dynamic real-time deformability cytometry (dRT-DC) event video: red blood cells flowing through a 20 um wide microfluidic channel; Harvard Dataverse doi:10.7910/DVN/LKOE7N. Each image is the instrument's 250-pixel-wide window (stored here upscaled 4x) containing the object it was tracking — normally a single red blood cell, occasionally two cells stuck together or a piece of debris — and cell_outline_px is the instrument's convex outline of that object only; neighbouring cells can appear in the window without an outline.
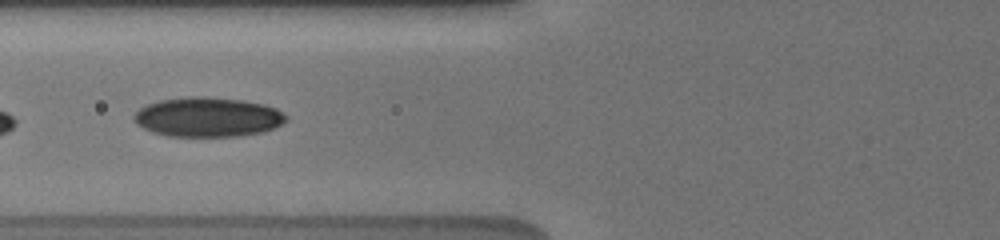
{"species": "human", "species_latin": "Homo sapiens", "temperature_condition": "cold", "stored_images_in_passage": 23, "camera_frame_rate_fps": 3000, "um_per_image_px": 0.085, "donor": {"sex": "male"}, "frame": {"image": 1, "passage_image": 20, "time_ms": 8.333, "image_size_px": [1000, 240], "cell_outline_px": [[288, 120], [264, 132], [244, 136], [168, 136], [152, 132], [136, 124], [132, 120], [132, 116], [140, 108], [148, 104], [160, 100], [188, 96], [204, 96], [244, 100], [264, 104], [276, 108], [288, 116]], "centroid_in_image_um": [17.66, 9.95], "position_along_channel_um": 108.1, "area_um2": 35.37}}